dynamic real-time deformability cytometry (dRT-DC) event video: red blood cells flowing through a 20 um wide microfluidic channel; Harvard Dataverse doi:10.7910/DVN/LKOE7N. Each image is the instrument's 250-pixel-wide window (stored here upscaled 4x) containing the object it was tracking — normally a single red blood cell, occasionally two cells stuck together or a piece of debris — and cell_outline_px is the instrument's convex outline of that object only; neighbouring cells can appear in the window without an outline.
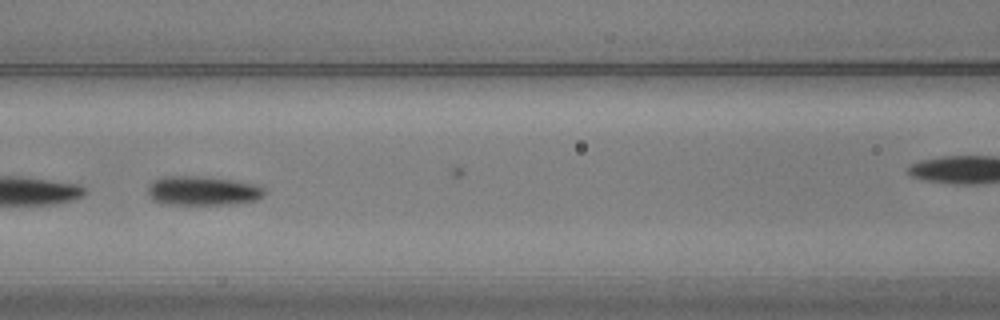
{"species": "common noctule bat (a hibernating species)", "species_latin": "Nyctalus noctula", "temperature_condition": "warm", "stored_images_in_passage": 11, "camera_frame_rate_fps": 3000, "um_per_image_px": 0.085, "animal": {"sex": "male", "body_mass_g": 20.5, "forearm_length_mm": 52.5}, "frame": {"image": 1, "passage_image": 7, "time_ms": 2.0, "image_size_px": [1000, 320], "cell_outline_px": [[268, 192], [264, 196], [256, 200], [232, 204], [160, 204], [152, 200], [148, 192], [148, 188], [152, 180], [164, 176], [204, 176], [236, 180], [260, 184]], "centroid_in_image_um": [17.28, 16.2], "position_along_channel_um": 149.3, "area_um2": 20.35}}